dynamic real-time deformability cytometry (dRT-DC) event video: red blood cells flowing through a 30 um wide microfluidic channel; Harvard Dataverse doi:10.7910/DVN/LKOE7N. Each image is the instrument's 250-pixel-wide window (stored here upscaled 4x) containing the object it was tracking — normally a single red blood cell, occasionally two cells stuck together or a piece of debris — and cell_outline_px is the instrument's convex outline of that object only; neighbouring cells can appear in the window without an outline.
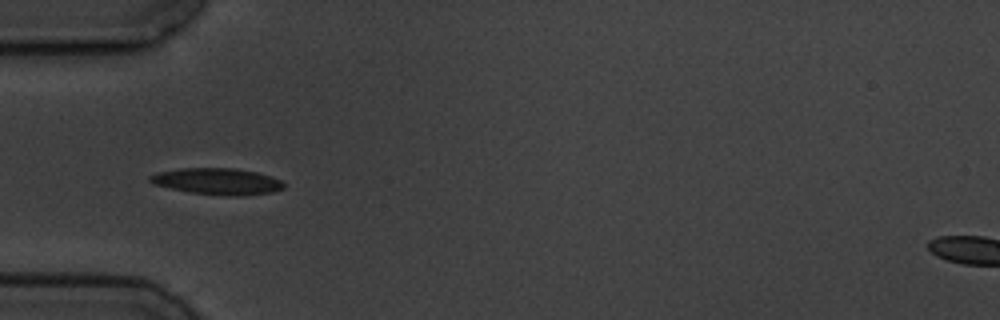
{"species": "common noctule bat (a hibernating species)", "species_latin": "Nyctalus noctula", "temperature_condition": "cold", "stored_images_in_passage": 5, "camera_frame_rate_fps": 3000, "um_per_image_px": 0.085, "animal": {"sex": "male", "body_mass_g": 19.5, "forearm_length_mm": 54.6}, "frame": {"image": 1, "passage_image": 5, "time_ms": 4.667, "image_size_px": [1000, 320], "cell_outline_px": [[284, 188], [272, 192], [244, 196], [228, 196], [188, 192], [152, 184], [148, 180], [148, 176], [156, 172], [180, 168], [236, 168], [256, 172], [284, 180]], "centroid_in_image_um": [18.46, 15.41], "position_along_channel_um": 66.5, "area_um2": 20.92}}